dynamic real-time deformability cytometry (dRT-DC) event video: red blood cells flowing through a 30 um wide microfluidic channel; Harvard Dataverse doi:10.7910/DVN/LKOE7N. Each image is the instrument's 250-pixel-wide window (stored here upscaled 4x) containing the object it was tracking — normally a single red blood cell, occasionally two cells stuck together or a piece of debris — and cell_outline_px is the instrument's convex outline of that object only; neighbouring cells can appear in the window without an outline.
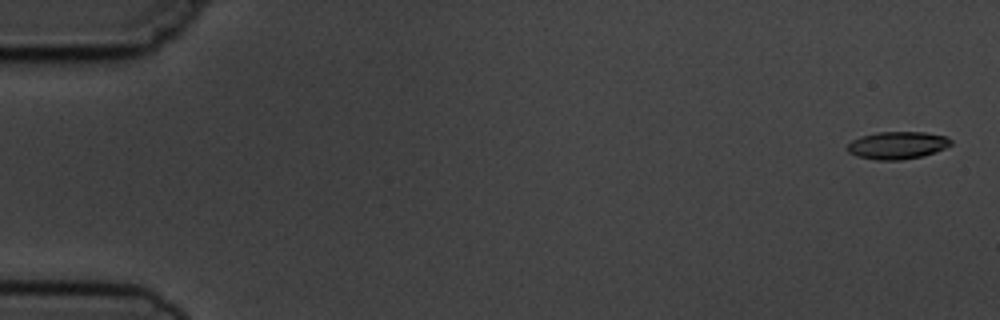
{"species": "common noctule bat (a hibernating species)", "species_latin": "Nyctalus noctula", "temperature_condition": "cold", "stored_images_in_passage": 6, "camera_frame_rate_fps": 3000, "um_per_image_px": 0.085, "animal": {"sex": "male", "body_mass_g": 19.5, "forearm_length_mm": 54.6}, "frame": {"image": 1, "passage_image": 1, "time_ms": 0.0, "image_size_px": [1000, 320], "cell_outline_px": [[952, 144], [936, 152], [924, 156], [900, 160], [876, 160], [856, 156], [848, 152], [848, 144], [852, 140], [860, 136], [876, 132], [924, 132], [948, 136], [952, 140]], "centroid_in_image_um": [76.29, 12.35], "position_along_channel_um": 8.7, "area_um2": 16.76}}
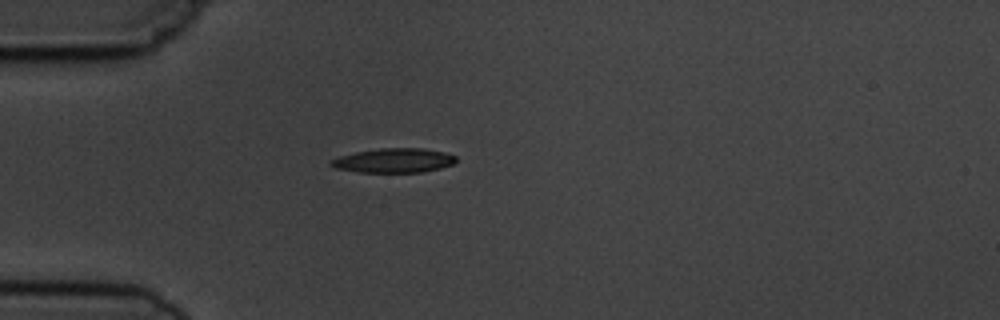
{"frame": {"image": 2, "passage_image": 5, "time_ms": 4.667, "image_size_px": [1000, 320], "cell_outline_px": [[456, 160], [452, 164], [440, 168], [420, 172], [360, 172], [336, 168], [328, 164], [328, 160], [340, 156], [356, 152], [380, 148], [424, 148], [444, 152], [456, 156]], "centroid_in_image_um": [33.45, 13.63], "position_along_channel_um": 51.5, "area_um2": 17.69}}